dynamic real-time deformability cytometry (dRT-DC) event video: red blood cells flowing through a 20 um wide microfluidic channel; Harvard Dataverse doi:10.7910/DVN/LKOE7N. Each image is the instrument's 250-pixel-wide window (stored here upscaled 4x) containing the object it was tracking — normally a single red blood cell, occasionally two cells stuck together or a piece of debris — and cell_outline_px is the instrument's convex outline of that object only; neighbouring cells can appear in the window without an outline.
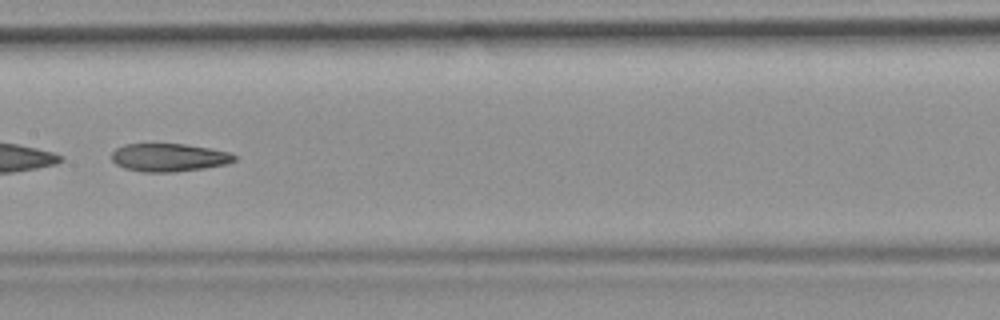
{"species": "common noctule bat (a hibernating species)", "species_latin": "Nyctalus noctula", "temperature_condition": "room temperature", "stored_images_in_passage": 45, "camera_frame_rate_fps": 3000, "um_per_image_px": 0.085, "animal": {"sex": "female", "body_mass_g": 19.9}, "frame": {"image": 1, "passage_image": 20, "time_ms": 6.333, "image_size_px": [1000, 320], "cell_outline_px": [[236, 160], [228, 164], [204, 168], [176, 172], [144, 172], [124, 168], [116, 164], [112, 160], [112, 152], [116, 148], [124, 144], [184, 144], [212, 148], [232, 152], [236, 156]], "centroid_in_image_um": [14.4, 13.38], "position_along_channel_um": 193.0, "area_um2": 20.29}, "authors_computed_cell_mechanics": {"area_um2": 22.831, "velocity_mm_per_s": 3.7865, "shape_relaxation_time_tau1_ms": null, "shape_relaxation_time_tau2_ms": 5.3243, "deformation_change_tau1": null, "deformation_change_tau2": 0.1351}}